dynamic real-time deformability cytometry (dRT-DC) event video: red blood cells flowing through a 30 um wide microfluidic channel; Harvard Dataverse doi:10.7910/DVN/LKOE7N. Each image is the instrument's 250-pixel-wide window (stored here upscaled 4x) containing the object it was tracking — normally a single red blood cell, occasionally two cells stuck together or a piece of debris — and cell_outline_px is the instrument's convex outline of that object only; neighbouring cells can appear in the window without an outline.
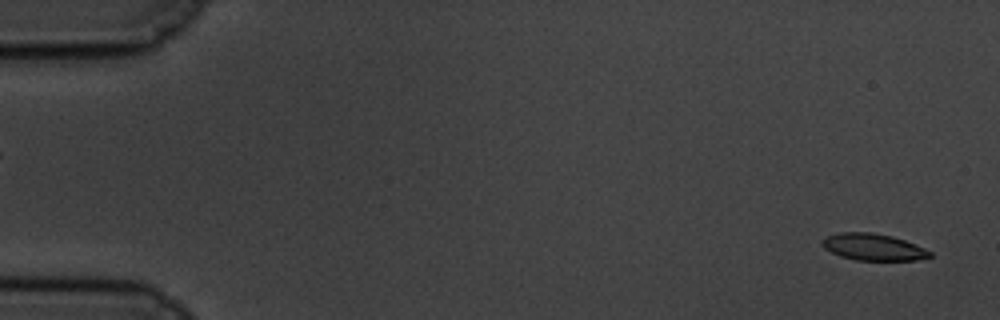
{"species": "common noctule bat (a hibernating species)", "species_latin": "Nyctalus noctula", "temperature_condition": "cold", "stored_images_in_passage": 58, "camera_frame_rate_fps": 3000, "um_per_image_px": 0.085, "animal": {"sex": "male", "body_mass_g": 19.5, "forearm_length_mm": 54.6}, "frame": {"image": 1, "passage_image": 2, "time_ms": 0.333, "image_size_px": [1000, 320], "cell_outline_px": [[932, 256], [916, 260], [856, 260], [840, 256], [824, 248], [820, 244], [820, 240], [828, 236], [840, 232], [872, 232], [892, 236], [916, 244], [932, 252]], "centroid_in_image_um": [74.21, 20.99], "position_along_channel_um": 10.8, "area_um2": 16.82}}
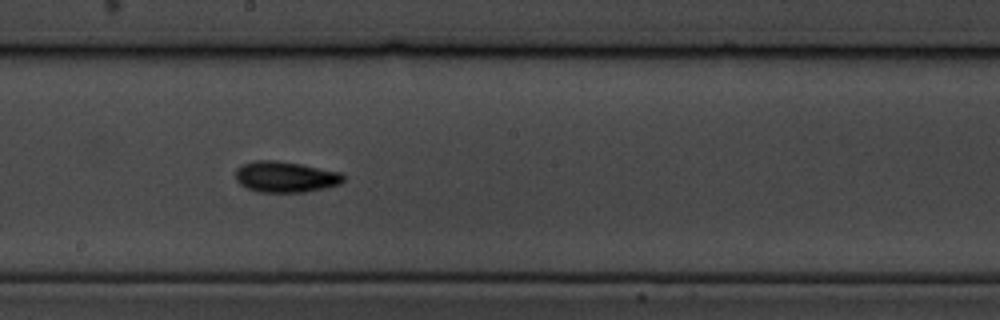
{"frame": {"image": 2, "passage_image": 32, "time_ms": 10.333, "image_size_px": [1000, 320], "cell_outline_px": [[344, 180], [340, 184], [324, 188], [304, 192], [256, 192], [240, 184], [236, 180], [236, 168], [244, 164], [256, 160], [276, 160], [300, 164], [340, 172], [344, 176]], "centroid_in_image_um": [24.25, 15.03], "position_along_channel_um": 223.9, "area_um2": 19.36}}
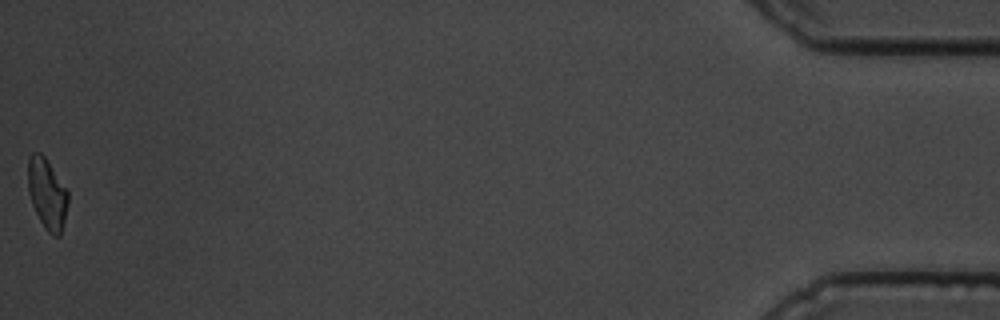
{"frame": {"image": 3, "passage_image": 58, "time_ms": 19.0, "image_size_px": [1000, 320], "cell_outline_px": [[68, 204], [60, 236], [52, 236], [44, 228], [32, 204], [28, 192], [28, 156], [32, 152], [40, 152], [44, 156], [68, 188]], "centroid_in_image_um": [4.01, 16.45], "position_along_channel_um": 431.2, "area_um2": 16.7}, "authors_computed_cell_mechanics": {"area_um2": 17.5712, "velocity_mm_per_s": 3.458, "shape_relaxation_time_tau1_ms": 2.6524, "shape_relaxation_time_tau2_ms": 7.0455, "deformation_change_tau1": 0.1092, "deformation_change_tau2": 0.0896}}